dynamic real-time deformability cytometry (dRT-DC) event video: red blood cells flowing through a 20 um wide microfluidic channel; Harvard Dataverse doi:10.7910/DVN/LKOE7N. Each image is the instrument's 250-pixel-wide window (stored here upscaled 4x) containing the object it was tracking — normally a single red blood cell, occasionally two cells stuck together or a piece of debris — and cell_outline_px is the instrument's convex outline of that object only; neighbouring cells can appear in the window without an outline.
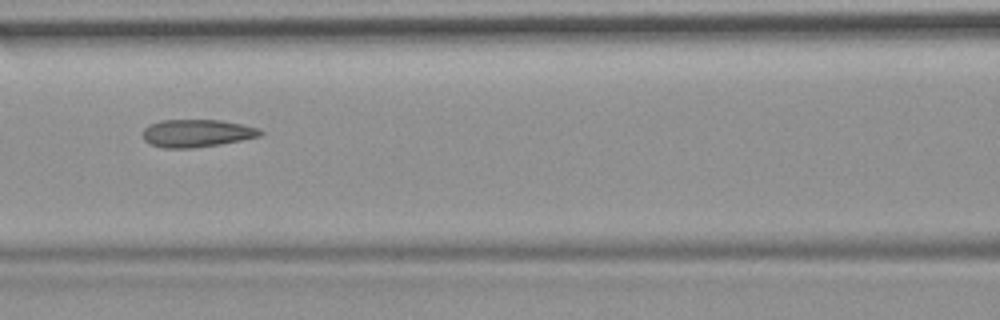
{"species": "common noctule bat (a hibernating species)", "species_latin": "Nyctalus noctula", "temperature_condition": "room temperature", "stored_images_in_passage": 11, "camera_frame_rate_fps": 3000, "um_per_image_px": 0.085, "animal": {"sex": "female", "body_mass_g": 19.9}, "frame": {"image": 1, "passage_image": 7, "time_ms": 7.667, "image_size_px": [1000, 320], "cell_outline_px": [[264, 132], [260, 136], [220, 144], [192, 148], [164, 148], [148, 144], [144, 140], [144, 128], [148, 124], [160, 120], [220, 120], [244, 124], [256, 128]], "centroid_in_image_um": [16.69, 11.32], "position_along_channel_um": 149.9, "area_um2": 18.96}}
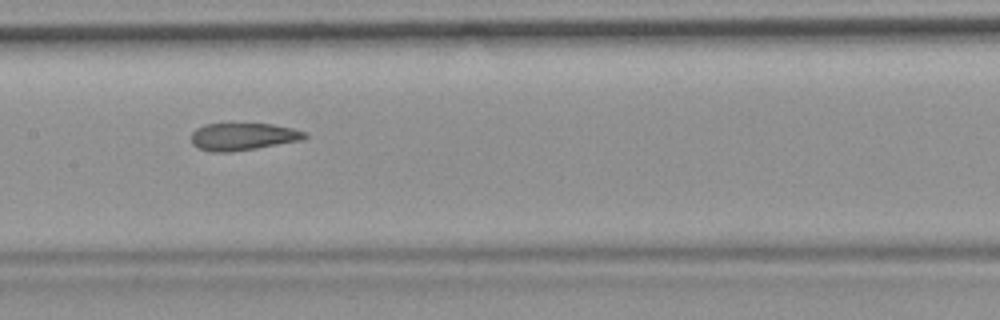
{"frame": {"image": 2, "passage_image": 8, "time_ms": 8.667, "image_size_px": [1000, 320], "cell_outline_px": [[308, 136], [300, 140], [256, 148], [232, 152], [212, 152], [200, 148], [192, 144], [192, 132], [196, 128], [204, 124], [272, 124], [292, 128], [308, 132]], "centroid_in_image_um": [20.65, 11.61], "position_along_channel_um": 186.7, "area_um2": 17.98}}
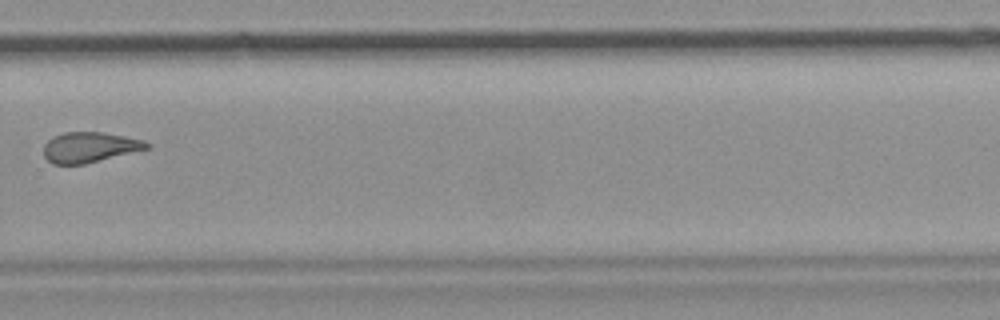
{"frame": {"image": 3, "passage_image": 11, "time_ms": 12.333, "image_size_px": [1000, 320], "cell_outline_px": [[152, 148], [84, 164], [52, 164], [44, 156], [44, 144], [52, 136], [64, 132], [104, 132], [144, 140], [152, 144]], "centroid_in_image_um": [7.65, 12.51], "position_along_channel_um": 322.1, "area_um2": 18.44}}